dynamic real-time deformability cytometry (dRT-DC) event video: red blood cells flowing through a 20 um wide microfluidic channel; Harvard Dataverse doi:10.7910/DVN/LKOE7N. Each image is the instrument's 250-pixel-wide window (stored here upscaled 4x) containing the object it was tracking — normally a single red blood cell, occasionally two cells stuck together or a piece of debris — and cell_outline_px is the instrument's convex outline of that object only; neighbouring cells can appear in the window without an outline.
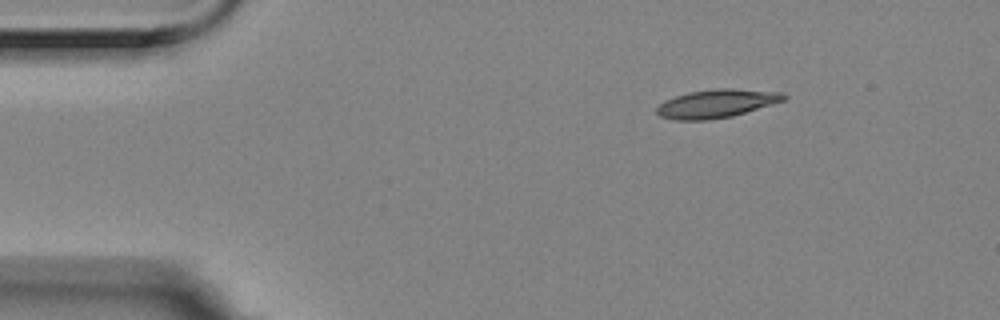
{"species": "Egyptian fruit bat (a non-hibernating species)", "species_latin": "Rousettus aegyptiacus", "temperature_condition": "room temperature", "stored_images_in_passage": 4, "camera_frame_rate_fps": 3000, "um_per_image_px": 0.085, "animal": {"sex": "female"}, "frame": {"image": 1, "passage_image": 1, "time_ms": 0.0, "image_size_px": [1000, 320], "cell_outline_px": [[788, 96], [784, 100], [772, 104], [732, 116], [708, 120], [676, 120], [660, 116], [656, 112], [656, 108], [664, 100], [688, 92], [712, 88], [732, 88], [780, 92]], "centroid_in_image_um": [60.88, 8.79], "position_along_channel_um": 24.1, "area_um2": 20.98}}
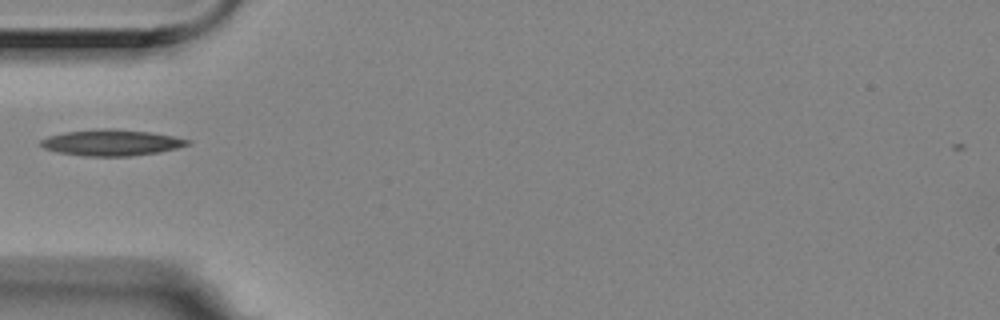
{"frame": {"image": 2, "passage_image": 4, "time_ms": 1.0, "image_size_px": [1000, 320], "cell_outline_px": [[192, 140], [188, 144], [176, 148], [160, 152], [128, 156], [84, 156], [56, 152], [44, 148], [40, 144], [40, 140], [48, 136], [64, 132], [96, 128], [116, 128], [152, 132]], "centroid_in_image_um": [9.45, 12.11], "position_along_channel_um": 75.6, "area_um2": 22.54}}